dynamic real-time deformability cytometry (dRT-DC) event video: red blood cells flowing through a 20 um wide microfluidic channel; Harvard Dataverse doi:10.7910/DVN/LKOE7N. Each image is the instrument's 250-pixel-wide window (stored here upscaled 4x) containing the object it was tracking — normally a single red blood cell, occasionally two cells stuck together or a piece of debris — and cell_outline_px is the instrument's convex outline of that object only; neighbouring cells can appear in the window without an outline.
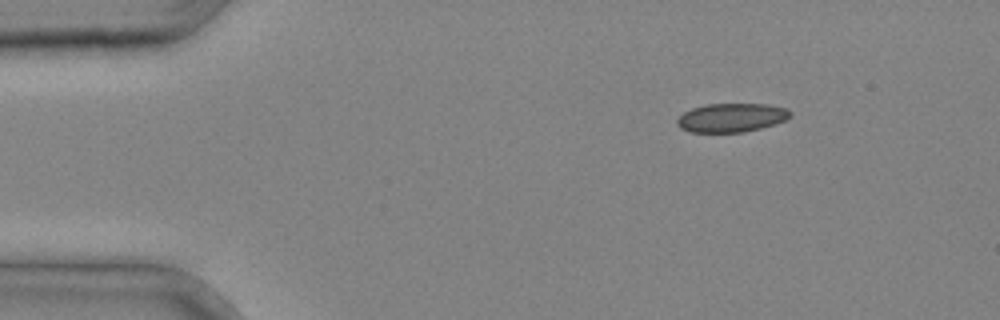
{"species": "common noctule bat (a hibernating species)", "species_latin": "Nyctalus noctula", "temperature_condition": "cold", "stored_images_in_passage": 31, "camera_frame_rate_fps": 3000, "um_per_image_px": 0.085, "animal": {"sex": "male", "body_mass_g": 20.4}, "frame": {"image": 1, "passage_image": 1, "time_ms": 0.0, "image_size_px": [1000, 320], "cell_outline_px": [[792, 112], [784, 120], [776, 124], [744, 132], [688, 132], [680, 128], [676, 124], [676, 120], [684, 112], [692, 108], [708, 104], [768, 104], [788, 108]], "centroid_in_image_um": [62.16, 10.0], "position_along_channel_um": 22.8, "area_um2": 19.02}}
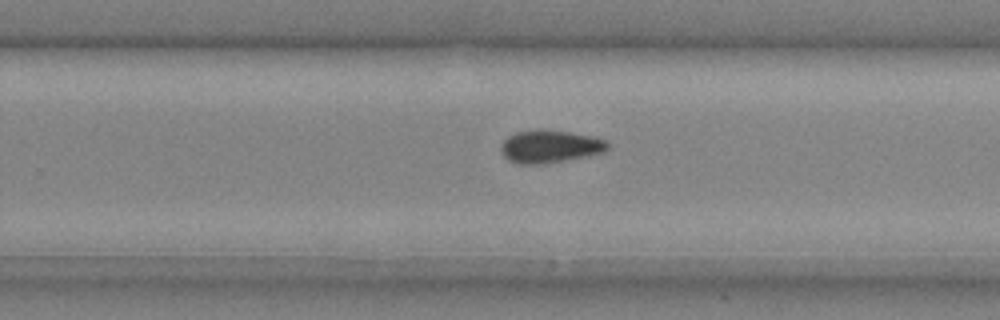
{"frame": {"image": 2, "passage_image": 20, "time_ms": 6.333, "image_size_px": [1000, 320], "cell_outline_px": [[608, 148], [604, 152], [588, 156], [544, 164], [520, 164], [508, 160], [500, 152], [500, 148], [504, 140], [508, 136], [516, 132], [540, 128], [572, 132], [592, 136], [604, 140], [608, 144]], "centroid_in_image_um": [46.72, 12.44], "position_along_channel_um": 283.1, "area_um2": 20.58}}
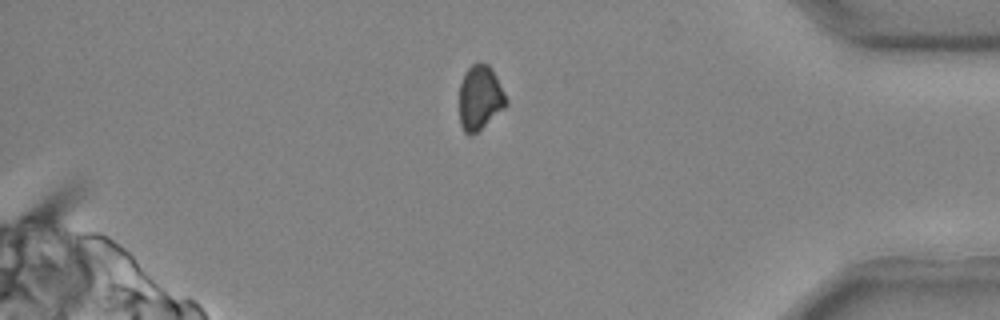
{"frame": {"image": 3, "passage_image": 28, "time_ms": 9.0, "image_size_px": [1000, 320], "cell_outline_px": [[508, 104], [504, 108], [476, 132], [468, 136], [464, 132], [460, 124], [460, 84], [468, 68], [476, 60], [480, 60], [488, 64], [496, 76], [508, 100]], "centroid_in_image_um": [40.8, 8.27], "position_along_channel_um": 394.4, "area_um2": 17.57}}